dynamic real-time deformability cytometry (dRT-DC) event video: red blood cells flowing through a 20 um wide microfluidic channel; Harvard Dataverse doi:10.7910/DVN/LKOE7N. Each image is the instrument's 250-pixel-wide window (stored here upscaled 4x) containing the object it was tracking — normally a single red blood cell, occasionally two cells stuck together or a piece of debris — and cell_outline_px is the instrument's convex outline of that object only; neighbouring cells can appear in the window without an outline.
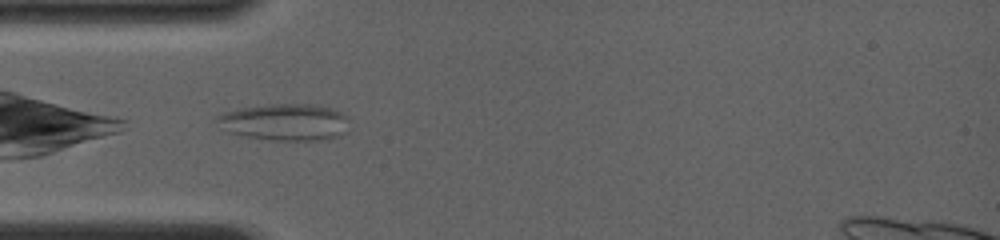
{"species": "common noctule bat (a hibernating species)", "species_latin": "Nyctalus noctula", "temperature_condition": "room temperature", "stored_images_in_passage": 3, "camera_frame_rate_fps": 4000, "um_per_image_px": 0.085, "animal": {"sex": "female", "body_mass_g": 19.0, "forearm_length_mm": 56.7}, "frame": {"image": 1, "passage_image": 1, "time_ms": 0.0, "image_size_px": [1000, 240], "cell_outline_px": [[348, 132], [328, 140], [272, 140], [244, 136], [228, 132], [212, 120], [216, 116], [224, 112], [240, 108], [268, 104], [312, 104], [332, 108], [348, 116]], "centroid_in_image_um": [24.22, 10.38], "position_along_channel_um": 60.8, "area_um2": 28.78}}
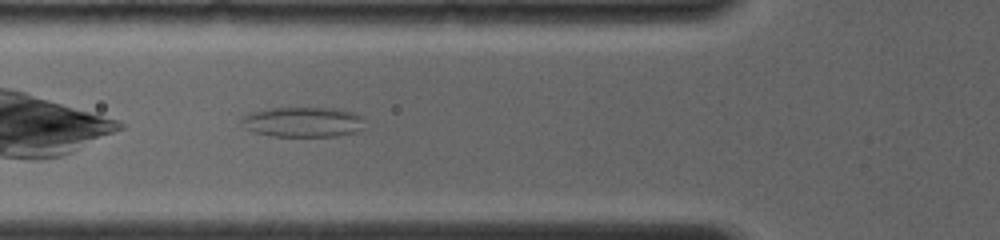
{"frame": {"image": 2, "passage_image": 3, "time_ms": 1.0, "image_size_px": [1000, 240], "cell_outline_px": [[368, 128], [356, 132], [336, 136], [272, 136], [252, 132], [244, 128], [240, 124], [240, 120], [248, 112], [272, 108], [332, 108], [356, 112], [364, 116]], "centroid_in_image_um": [25.81, 10.37], "position_along_channel_um": 100.0, "area_um2": 22.25}}